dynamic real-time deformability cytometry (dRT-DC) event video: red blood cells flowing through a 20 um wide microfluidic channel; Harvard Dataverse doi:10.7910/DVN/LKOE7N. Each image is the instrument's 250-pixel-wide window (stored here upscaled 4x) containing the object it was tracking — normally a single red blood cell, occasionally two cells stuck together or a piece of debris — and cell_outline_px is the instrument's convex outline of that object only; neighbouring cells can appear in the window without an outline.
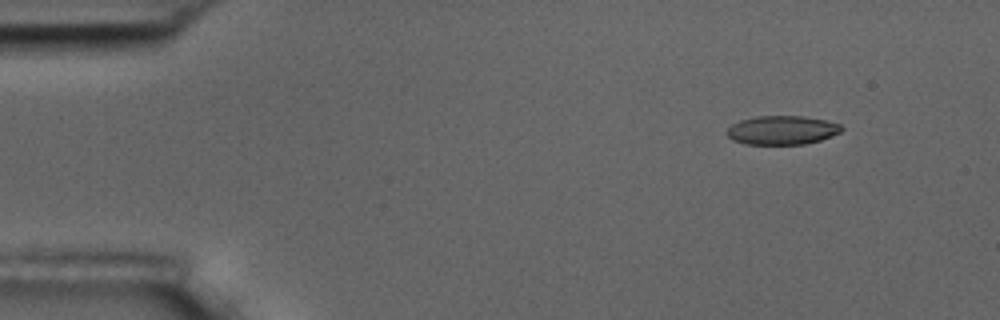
{"species": "common noctule bat (a hibernating species)", "species_latin": "Nyctalus noctula", "temperature_condition": "room temperature", "stored_images_in_passage": 5, "camera_frame_rate_fps": 3000, "um_per_image_px": 0.085, "animal": {"sex": "male", "body_mass_g": 17.5, "forearm_length_mm": 52.3}, "frame": {"image": 1, "passage_image": 1, "time_ms": 0.0, "image_size_px": [1000, 320], "cell_outline_px": [[844, 128], [840, 132], [820, 140], [804, 144], [744, 144], [732, 140], [728, 136], [728, 128], [732, 124], [740, 120], [756, 116], [804, 116], [824, 120], [840, 124]], "centroid_in_image_um": [66.46, 11.06], "position_along_channel_um": 18.5, "area_um2": 19.19}}